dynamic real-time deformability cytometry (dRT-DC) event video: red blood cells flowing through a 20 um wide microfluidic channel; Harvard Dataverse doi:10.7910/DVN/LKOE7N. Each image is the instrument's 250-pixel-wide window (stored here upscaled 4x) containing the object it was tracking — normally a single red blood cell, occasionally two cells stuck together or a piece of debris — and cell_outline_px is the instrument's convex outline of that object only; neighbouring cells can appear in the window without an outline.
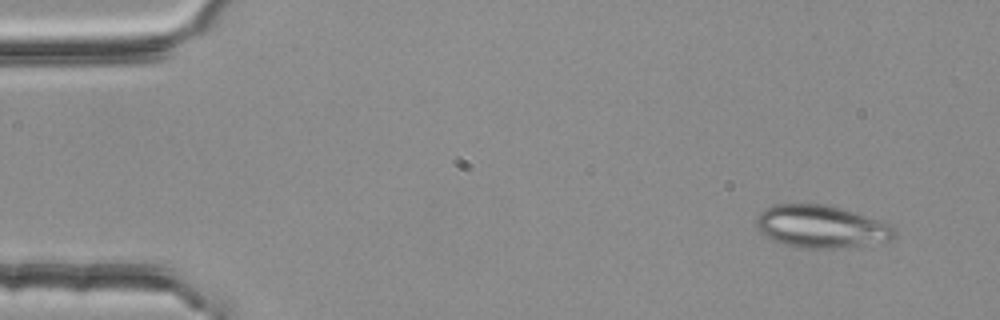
{"species": "common noctule bat (a hibernating species)", "species_latin": "Nyctalus noctula", "temperature_condition": "room temperature", "stored_images_in_passage": 4, "camera_frame_rate_fps": 3000, "um_per_image_px": 0.085, "animal": {"sex": "female", "body_mass_g": 25.1}, "frame": {"image": 1, "passage_image": 1, "time_ms": 0.0, "image_size_px": [1000, 320], "cell_outline_px": [[896, 232], [888, 240], [840, 248], [804, 248], [788, 244], [776, 240], [760, 232], [756, 228], [756, 220], [760, 212], [764, 208], [772, 204], [828, 204], [892, 224], [896, 228]], "centroid_in_image_um": [69.78, 19.23], "position_along_channel_um": 15.2, "area_um2": 33.87}}